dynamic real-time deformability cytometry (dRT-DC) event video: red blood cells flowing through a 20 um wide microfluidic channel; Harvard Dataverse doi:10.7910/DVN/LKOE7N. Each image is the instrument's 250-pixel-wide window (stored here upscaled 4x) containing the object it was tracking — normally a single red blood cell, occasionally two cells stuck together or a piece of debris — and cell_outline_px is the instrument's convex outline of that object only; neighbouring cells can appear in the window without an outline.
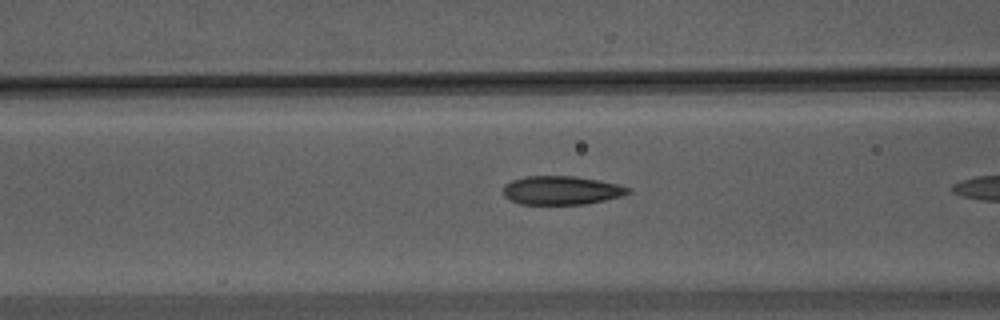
{"species": "Egyptian fruit bat (a non-hibernating species)", "species_latin": "Rousettus aegyptiacus", "temperature_condition": "warm", "stored_images_in_passage": 8, "camera_frame_rate_fps": 3000, "um_per_image_px": 0.085, "animal": {"sex": "male"}, "frame": {"image": 1, "passage_image": 7, "time_ms": 2.0, "image_size_px": [1000, 320], "cell_outline_px": [[632, 192], [624, 196], [584, 204], [520, 204], [508, 200], [504, 196], [504, 184], [512, 180], [524, 176], [576, 176], [620, 184], [628, 188]], "centroid_in_image_um": [47.72, 16.17], "position_along_channel_um": 118.9, "area_um2": 21.04}}